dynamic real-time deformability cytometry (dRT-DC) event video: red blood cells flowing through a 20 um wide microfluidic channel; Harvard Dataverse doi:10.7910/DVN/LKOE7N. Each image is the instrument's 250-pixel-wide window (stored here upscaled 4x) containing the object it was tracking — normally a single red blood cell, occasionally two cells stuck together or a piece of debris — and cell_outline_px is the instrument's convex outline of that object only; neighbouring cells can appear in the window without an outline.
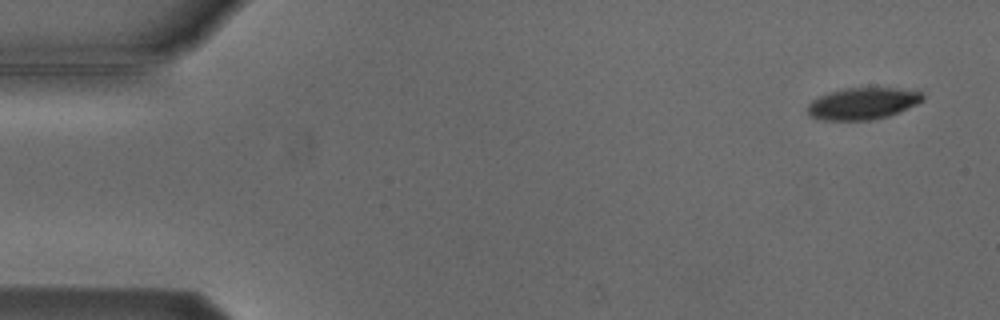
{"species": "Egyptian fruit bat (a non-hibernating species)", "species_latin": "Rousettus aegyptiacus", "temperature_condition": "cold", "stored_images_in_passage": 7, "camera_frame_rate_fps": 3000, "um_per_image_px": 0.085, "animal": {"sex": "male"}, "frame": {"image": 1, "passage_image": 1, "time_ms": 0.0, "image_size_px": [1000, 320], "cell_outline_px": [[924, 100], [916, 104], [888, 116], [872, 120], [824, 120], [808, 116], [808, 104], [812, 100], [828, 92], [844, 88], [916, 88], [924, 92]], "centroid_in_image_um": [73.38, 8.78], "position_along_channel_um": 11.6, "area_um2": 21.62}}
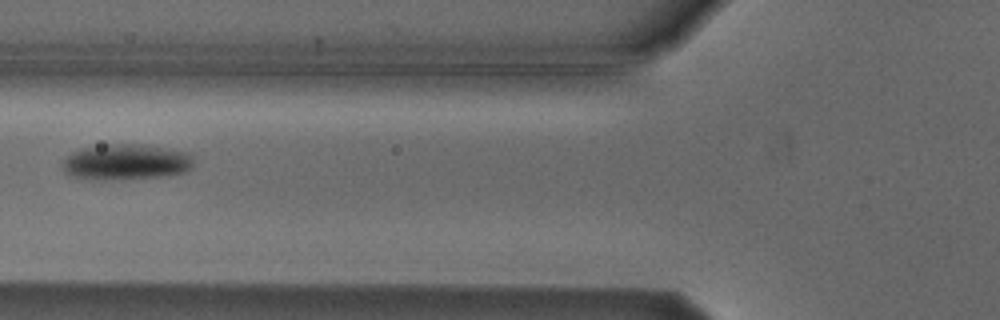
{"frame": {"image": 2, "passage_image": 6, "time_ms": 6.0, "image_size_px": [1000, 320], "cell_outline_px": [[196, 164], [192, 168], [184, 172], [164, 176], [104, 180], [96, 180], [72, 176], [64, 172], [60, 164], [72, 152], [80, 148], [104, 144], [136, 144], [192, 152]], "centroid_in_image_um": [10.73, 13.77], "position_along_channel_um": 115.1, "area_um2": 27.69}}
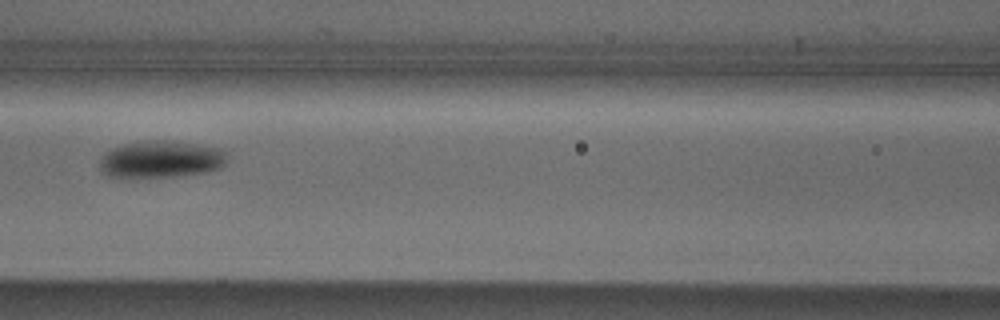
{"frame": {"image": 3, "passage_image": 7, "time_ms": 7.0, "image_size_px": [1000, 320], "cell_outline_px": [[224, 164], [220, 168], [204, 172], [176, 176], [132, 180], [128, 180], [108, 176], [100, 172], [100, 156], [104, 152], [112, 148], [124, 144], [152, 140], [164, 140], [220, 148], [224, 152]], "centroid_in_image_um": [13.54, 13.59], "position_along_channel_um": 153.1, "area_um2": 27.98}}